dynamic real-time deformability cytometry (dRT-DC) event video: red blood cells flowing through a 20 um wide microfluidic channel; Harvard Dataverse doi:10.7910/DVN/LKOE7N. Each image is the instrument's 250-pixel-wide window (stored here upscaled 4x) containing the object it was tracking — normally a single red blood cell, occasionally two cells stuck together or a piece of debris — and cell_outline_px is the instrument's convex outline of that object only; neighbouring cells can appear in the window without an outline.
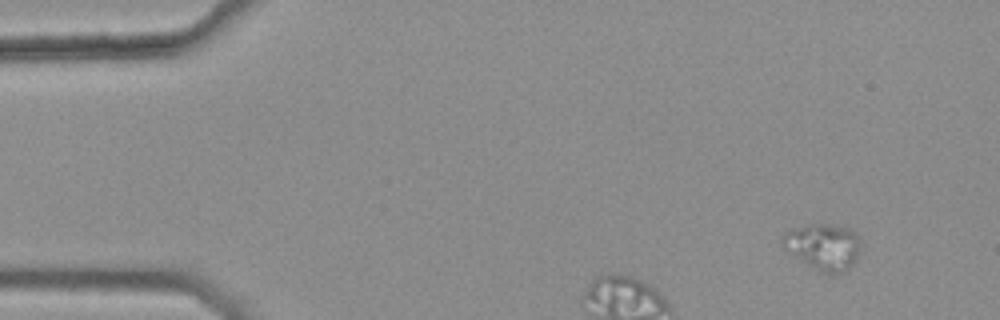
{"species": "common noctule bat (a hibernating species)", "species_latin": "Nyctalus noctula", "temperature_condition": "warm", "stored_images_in_passage": 4, "segment_of_instrument_passage": [1, 2], "camera_frame_rate_fps": 3000, "um_per_image_px": 0.085, "animal": {"sex": "female", "body_mass_g": 25.1}, "frame": {"image": 1, "passage_image": 2, "time_ms": 0.333, "image_size_px": [1000, 320], "cell_outline_px": [[860, 248], [856, 260], [848, 268], [840, 272], [824, 272], [812, 268], [784, 248], [780, 240], [784, 232], [808, 224], [828, 224], [848, 228], [860, 240]], "centroid_in_image_um": [69.95, 20.95], "position_along_channel_um": 15.0, "area_um2": 20.63}}